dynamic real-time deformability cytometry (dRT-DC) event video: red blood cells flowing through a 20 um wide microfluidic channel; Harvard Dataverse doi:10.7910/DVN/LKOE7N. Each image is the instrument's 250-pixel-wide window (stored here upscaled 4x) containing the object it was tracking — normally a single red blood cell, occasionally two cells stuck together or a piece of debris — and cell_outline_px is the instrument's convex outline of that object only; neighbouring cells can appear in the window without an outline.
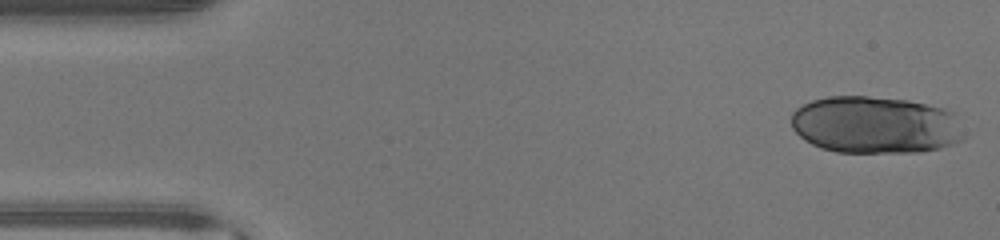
{"species": "human", "species_latin": "Homo sapiens", "temperature_condition": "warm", "stored_images_in_passage": 44, "camera_frame_rate_fps": 3000, "um_per_image_px": 0.085, "donor": {"sex": "male"}, "frame": {"image": 1, "passage_image": 1, "time_ms": 0.0, "image_size_px": [1000, 240], "cell_outline_px": [[964, 140], [940, 148], [920, 152], [836, 152], [820, 148], [804, 140], [792, 128], [792, 112], [796, 108], [812, 100], [828, 96], [868, 96], [908, 100], [944, 108], [956, 112], [964, 136]], "centroid_in_image_um": [74.42, 10.61], "position_along_channel_um": 10.6, "area_um2": 58.15}}
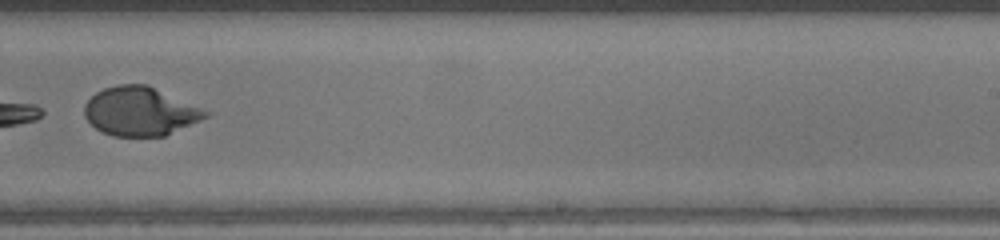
{"frame": {"image": 2, "passage_image": 28, "time_ms": 9.0, "image_size_px": [1000, 240], "cell_outline_px": [[212, 116], [164, 136], [112, 136], [96, 128], [84, 116], [84, 104], [96, 92], [104, 88], [116, 84], [148, 84], [212, 112]], "centroid_in_image_um": [11.96, 9.45], "position_along_channel_um": 277.0, "area_um2": 34.74}}